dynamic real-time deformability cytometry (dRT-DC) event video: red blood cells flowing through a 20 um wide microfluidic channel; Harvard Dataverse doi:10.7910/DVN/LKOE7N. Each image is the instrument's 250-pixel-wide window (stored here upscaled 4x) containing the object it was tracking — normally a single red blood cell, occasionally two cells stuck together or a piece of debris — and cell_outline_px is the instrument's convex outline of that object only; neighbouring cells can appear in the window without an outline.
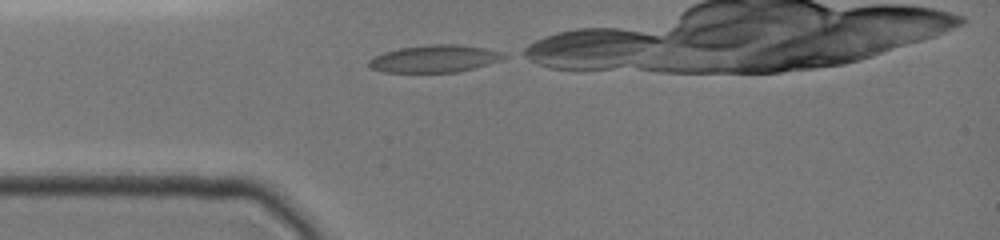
{"species": "common noctule bat (a hibernating species)", "species_latin": "Nyctalus noctula", "temperature_condition": "cold", "stored_images_in_passage": 24, "camera_frame_rate_fps": 3000, "um_per_image_px": 0.085, "animal": {"sex": "female", "body_mass_g": 19.0, "forearm_length_mm": 51.5}, "frame": {"image": 1, "passage_image": 1, "time_ms": 0.0, "image_size_px": [1000, 240], "cell_outline_px": [[508, 56], [500, 60], [472, 68], [456, 72], [384, 72], [372, 68], [368, 64], [368, 60], [384, 52], [400, 48], [428, 44], [460, 44], [484, 48], [504, 52]], "centroid_in_image_um": [36.95, 4.98], "position_along_channel_um": 48.0, "area_um2": 21.33}}